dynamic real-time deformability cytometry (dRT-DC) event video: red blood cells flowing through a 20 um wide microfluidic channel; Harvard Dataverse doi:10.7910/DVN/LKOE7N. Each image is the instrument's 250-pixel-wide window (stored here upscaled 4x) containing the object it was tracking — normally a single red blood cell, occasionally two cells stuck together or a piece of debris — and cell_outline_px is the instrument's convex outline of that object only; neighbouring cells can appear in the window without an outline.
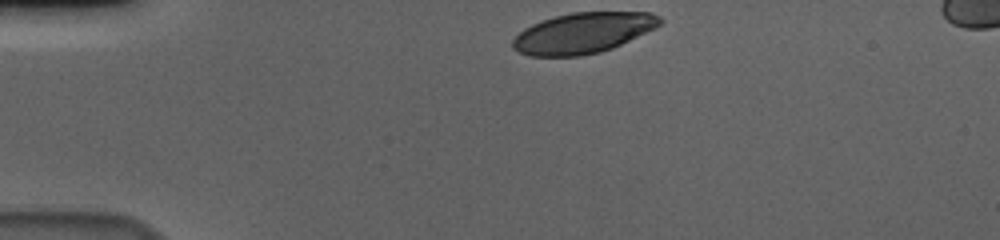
{"species": "human", "species_latin": "Homo sapiens", "temperature_condition": "cold", "stored_images_in_passage": 36, "camera_frame_rate_fps": 3000, "um_per_image_px": 0.085, "donor": {"sex": "male"}, "frame": {"image": 1, "passage_image": 1, "time_ms": 0.0, "image_size_px": [1000, 240], "cell_outline_px": [[664, 20], [656, 28], [612, 48], [600, 52], [580, 56], [528, 56], [512, 48], [512, 40], [524, 28], [540, 20], [572, 12], [652, 12], [660, 16]], "centroid_in_image_um": [49.56, 2.8], "position_along_channel_um": 35.4, "area_um2": 34.97}}
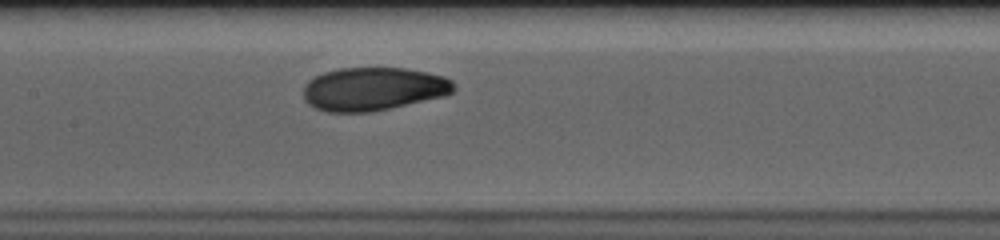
{"frame": {"image": 2, "passage_image": 17, "time_ms": 5.333, "image_size_px": [1000, 240], "cell_outline_px": [[456, 88], [452, 92], [444, 96], [372, 112], [328, 112], [316, 108], [308, 104], [304, 100], [304, 84], [308, 80], [324, 72], [340, 68], [404, 68], [428, 72], [444, 76], [452, 80], [456, 84]], "centroid_in_image_um": [31.74, 7.56], "position_along_channel_um": 175.7, "area_um2": 38.09}}
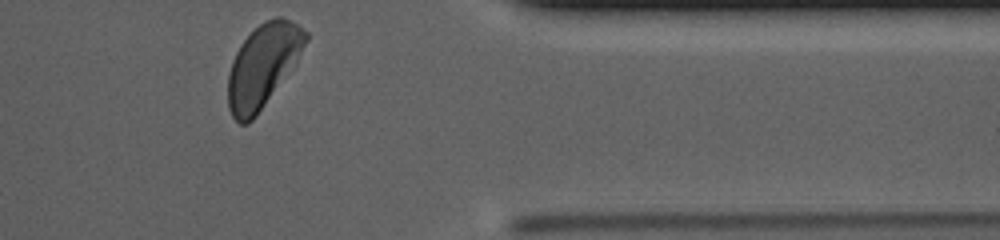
{"frame": {"image": 3, "passage_image": 36, "time_ms": 11.667, "image_size_px": [1000, 240], "cell_outline_px": [[308, 40], [296, 64], [256, 116], [248, 124], [240, 124], [232, 116], [228, 108], [228, 76], [232, 60], [240, 44], [264, 20], [276, 16], [284, 16], [308, 32]], "centroid_in_image_um": [22.36, 5.58], "position_along_channel_um": 389.0, "area_um2": 37.63}, "authors_computed_cell_mechanics": {"area_um2": 37.5411, "velocity_mm_per_s": 3.6023, "shape_relaxation_time_tau1_ms": 2.3979, "shape_relaxation_time_tau2_ms": 2.3849, "deformation_change_tau1": 0.1202, "deformation_change_tau2": 0.0604}}